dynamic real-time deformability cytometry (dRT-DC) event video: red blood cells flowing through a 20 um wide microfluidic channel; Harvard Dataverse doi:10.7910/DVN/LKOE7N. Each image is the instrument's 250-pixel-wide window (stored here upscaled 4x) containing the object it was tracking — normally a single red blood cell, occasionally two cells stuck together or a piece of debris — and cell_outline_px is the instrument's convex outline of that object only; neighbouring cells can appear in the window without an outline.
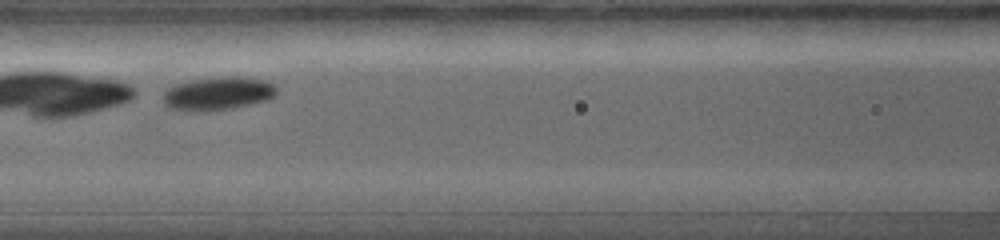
{"species": "common noctule bat (a hibernating species)", "species_latin": "Nyctalus noctula", "temperature_condition": "warm", "stored_images_in_passage": 3, "camera_frame_rate_fps": 5000, "um_per_image_px": 0.085, "animal": {"sex": "female", "body_mass_g": 19.0, "forearm_length_mm": 56.7}, "frame": {"image": 1, "passage_image": 3, "time_ms": 1.6, "image_size_px": [1000, 240], "cell_outline_px": [[276, 92], [268, 100], [232, 108], [196, 112], [192, 112], [168, 108], [164, 104], [164, 92], [168, 88], [176, 84], [192, 80], [224, 76], [236, 76], [264, 80], [276, 84]], "centroid_in_image_um": [18.51, 7.95], "position_along_channel_um": 148.1, "area_um2": 22.02}}